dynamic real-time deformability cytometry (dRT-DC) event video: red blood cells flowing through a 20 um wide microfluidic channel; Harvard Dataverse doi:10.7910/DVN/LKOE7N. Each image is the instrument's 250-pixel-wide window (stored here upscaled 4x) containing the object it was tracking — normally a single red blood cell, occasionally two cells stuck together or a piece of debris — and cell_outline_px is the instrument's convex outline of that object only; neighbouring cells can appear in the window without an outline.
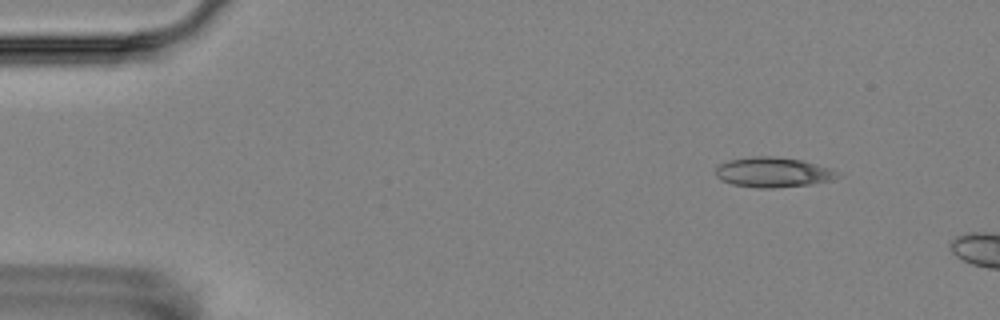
{"species": "Egyptian fruit bat (a non-hibernating species)", "species_latin": "Rousettus aegyptiacus", "temperature_condition": "room temperature", "stored_images_in_passage": 3, "camera_frame_rate_fps": 3000, "um_per_image_px": 0.085, "animal": {"sex": "female"}, "frame": {"image": 1, "passage_image": 2, "time_ms": 1.0, "image_size_px": [1000, 320], "cell_outline_px": [[840, 176], [832, 180], [812, 184], [772, 188], [760, 188], [732, 184], [716, 176], [716, 168], [720, 164], [728, 160], [752, 156], [772, 156], [800, 160], [832, 168]], "centroid_in_image_um": [65.72, 14.64], "position_along_channel_um": 19.3, "area_um2": 21.15}}